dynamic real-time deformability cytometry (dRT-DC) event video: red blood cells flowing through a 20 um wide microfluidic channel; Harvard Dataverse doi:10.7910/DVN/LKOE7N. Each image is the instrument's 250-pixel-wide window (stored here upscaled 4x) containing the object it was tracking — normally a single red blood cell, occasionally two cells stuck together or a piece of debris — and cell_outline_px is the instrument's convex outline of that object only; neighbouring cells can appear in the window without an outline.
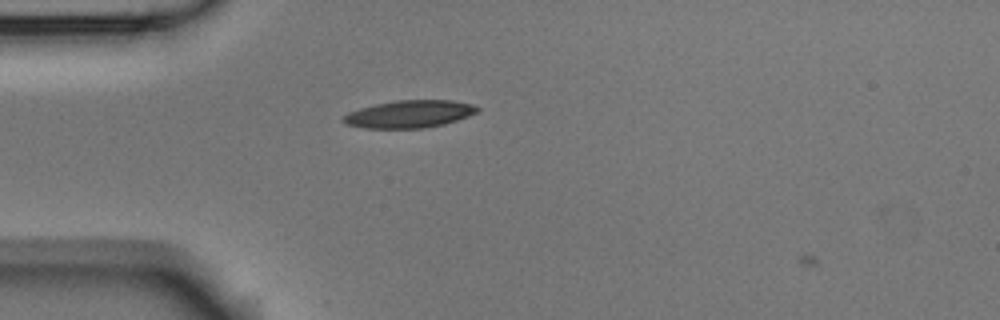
{"species": "Egyptian fruit bat (a non-hibernating species)", "species_latin": "Rousettus aegyptiacus", "temperature_condition": "room temperature", "stored_images_in_passage": 1, "camera_frame_rate_fps": 3000, "um_per_image_px": 0.085, "animal": {"sex": "male"}, "frame": {"image": 1, "passage_image": 1, "time_ms": 0.0, "image_size_px": [1000, 320], "cell_outline_px": [[480, 112], [444, 124], [424, 128], [364, 128], [344, 124], [344, 116], [348, 112], [360, 108], [376, 104], [396, 100], [452, 100], [472, 104], [480, 108]], "centroid_in_image_um": [34.82, 9.69], "position_along_channel_um": 50.2, "area_um2": 21.44}}